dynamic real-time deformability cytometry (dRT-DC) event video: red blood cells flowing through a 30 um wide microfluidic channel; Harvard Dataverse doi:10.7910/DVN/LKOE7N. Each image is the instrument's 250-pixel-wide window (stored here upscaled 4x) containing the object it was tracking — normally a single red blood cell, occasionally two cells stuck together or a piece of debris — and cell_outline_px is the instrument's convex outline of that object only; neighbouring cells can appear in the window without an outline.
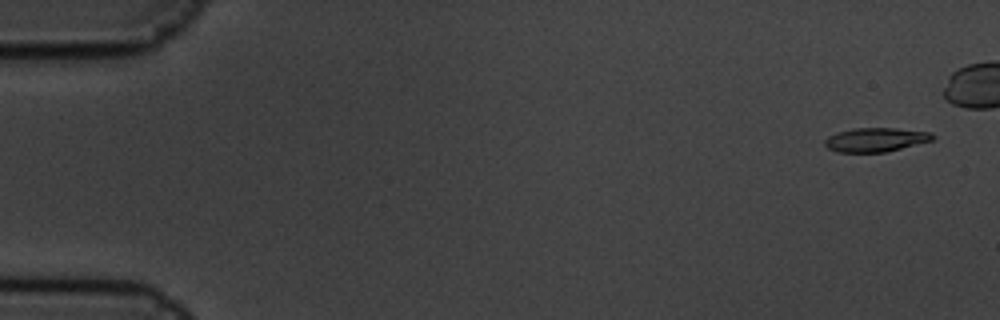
{"species": "common noctule bat (a hibernating species)", "species_latin": "Nyctalus noctula", "temperature_condition": "cold", "stored_images_in_passage": 13, "segment_of_instrument_passage": [1, 2], "camera_frame_rate_fps": 3000, "um_per_image_px": 0.085, "animal": {"sex": "male", "body_mass_g": 19.5, "forearm_length_mm": 54.6}, "frame": {"image": 1, "passage_image": 1, "time_ms": 0.0, "image_size_px": [1000, 320], "cell_outline_px": [[936, 136], [932, 140], [888, 152], [836, 152], [828, 148], [824, 144], [824, 140], [828, 136], [836, 132], [852, 128], [896, 128], [932, 132]], "centroid_in_image_um": [74.43, 11.87], "position_along_channel_um": 10.6, "area_um2": 15.26}}
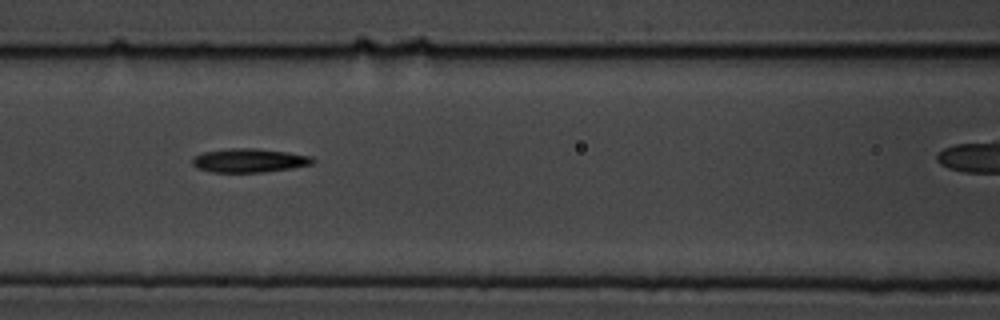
{"frame": {"image": 2, "passage_image": 8, "time_ms": 2.333, "image_size_px": [1000, 320], "cell_outline_px": [[316, 160], [312, 164], [292, 168], [264, 172], [212, 172], [196, 168], [192, 164], [192, 156], [204, 152], [228, 148], [256, 148], [288, 152], [312, 156]], "centroid_in_image_um": [21.18, 13.63], "position_along_channel_um": 145.4, "area_um2": 16.88}}
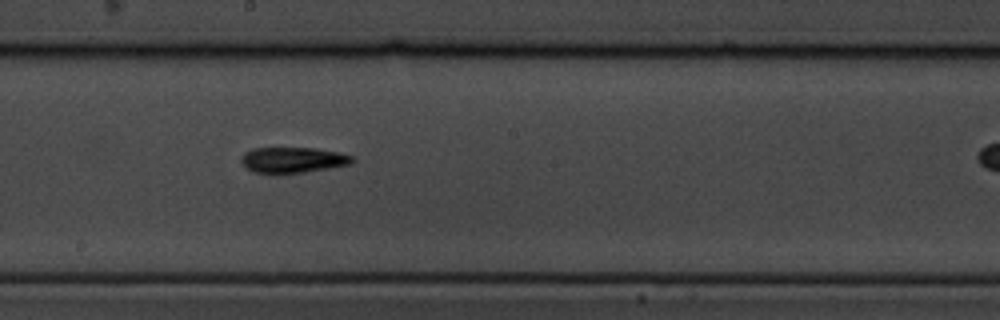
{"frame": {"image": 3, "passage_image": 10, "time_ms": 3.0, "image_size_px": [1000, 320], "cell_outline_px": [[356, 160], [352, 164], [304, 172], [276, 176], [256, 172], [248, 168], [240, 160], [244, 152], [252, 148], [316, 148], [340, 152], [352, 156]], "centroid_in_image_um": [24.9, 13.61], "position_along_channel_um": 223.3, "area_um2": 17.05}}